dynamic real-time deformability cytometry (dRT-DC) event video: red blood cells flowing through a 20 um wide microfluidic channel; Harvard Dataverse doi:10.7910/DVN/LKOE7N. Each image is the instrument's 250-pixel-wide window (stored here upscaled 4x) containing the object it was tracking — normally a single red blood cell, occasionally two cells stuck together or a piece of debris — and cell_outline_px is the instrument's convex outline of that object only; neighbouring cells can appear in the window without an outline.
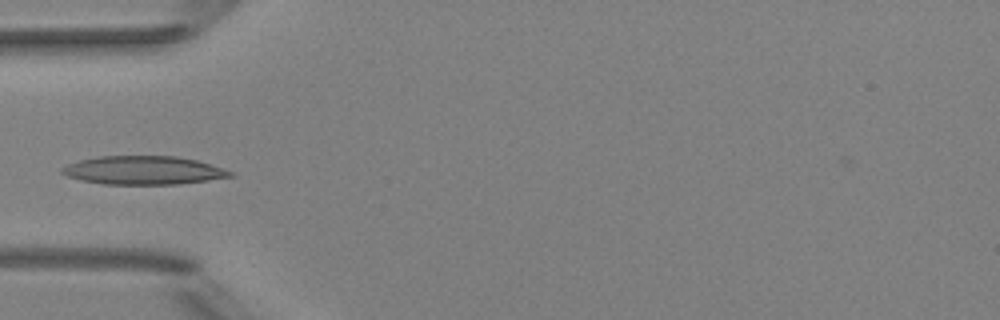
{"species": "Egyptian fruit bat (a non-hibernating species)", "species_latin": "Rousettus aegyptiacus", "temperature_condition": "room temperature", "stored_images_in_passage": 6, "camera_frame_rate_fps": 3000, "um_per_image_px": 0.085, "animal": {"sex": "female"}, "frame": {"image": 1, "passage_image": 5, "time_ms": 5.333, "image_size_px": [1000, 320], "cell_outline_px": [[236, 176], [180, 184], [104, 184], [80, 180], [68, 176], [60, 172], [60, 168], [68, 164], [80, 160], [100, 156], [176, 156], [196, 160], [232, 172]], "centroid_in_image_um": [12.16, 14.48], "position_along_channel_um": 72.8, "area_um2": 27.74}}
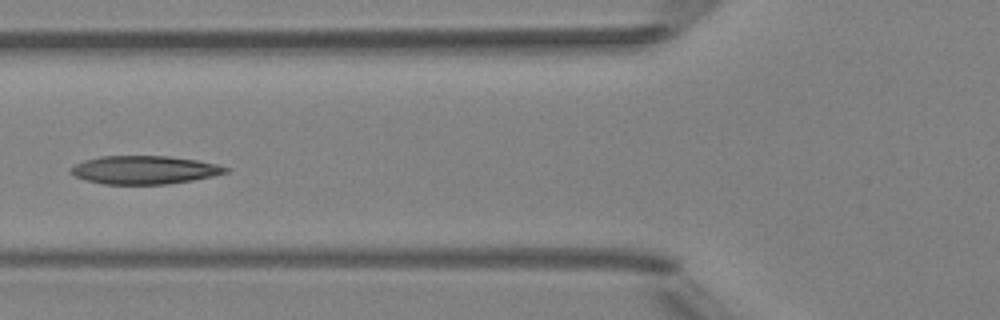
{"frame": {"image": 2, "passage_image": 6, "time_ms": 6.333, "image_size_px": [1000, 320], "cell_outline_px": [[232, 168], [228, 172], [212, 176], [192, 180], [168, 184], [104, 184], [88, 180], [76, 176], [68, 172], [68, 168], [84, 160], [100, 156], [168, 156], [196, 160], [216, 164]], "centroid_in_image_um": [12.27, 14.44], "position_along_channel_um": 113.5, "area_um2": 25.49}}